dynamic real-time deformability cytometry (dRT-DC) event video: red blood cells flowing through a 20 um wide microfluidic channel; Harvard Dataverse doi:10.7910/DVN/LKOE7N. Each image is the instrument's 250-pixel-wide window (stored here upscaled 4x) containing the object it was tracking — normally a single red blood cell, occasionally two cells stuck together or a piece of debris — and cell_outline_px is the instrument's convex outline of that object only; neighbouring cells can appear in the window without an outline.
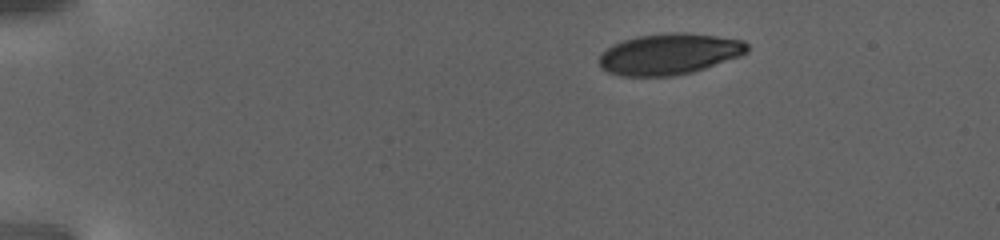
{"species": "human", "species_latin": "Homo sapiens", "temperature_condition": "warm", "stored_images_in_passage": 86, "camera_frame_rate_fps": 3000, "um_per_image_px": 0.085, "donor": {"sex": "female"}, "frame": {"image": 1, "passage_image": 1, "time_ms": 0.0, "image_size_px": [1000, 240], "cell_outline_px": [[748, 52], [740, 56], [692, 72], [672, 76], [620, 76], [608, 72], [600, 68], [600, 52], [612, 44], [636, 36], [668, 32], [684, 32], [716, 36], [744, 40], [748, 44]], "centroid_in_image_um": [56.86, 4.58], "position_along_channel_um": 28.1, "area_um2": 35.6}}
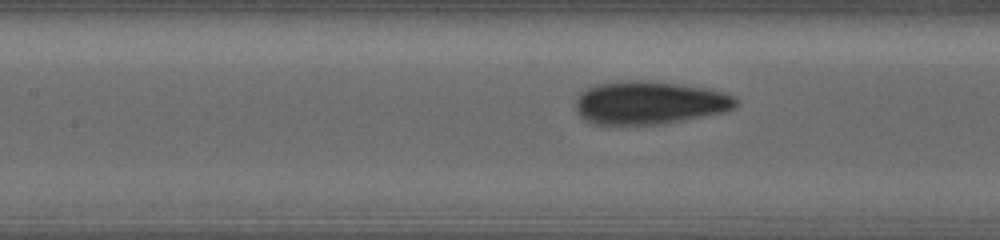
{"frame": {"image": 2, "passage_image": 33, "time_ms": 10.667, "image_size_px": [1000, 240], "cell_outline_px": [[740, 104], [736, 108], [728, 112], [660, 124], [608, 128], [592, 124], [584, 120], [576, 112], [576, 100], [580, 92], [588, 88], [600, 84], [676, 84], [704, 88], [724, 92], [736, 96], [740, 100]], "centroid_in_image_um": [55.23, 8.85], "position_along_channel_um": 152.2, "area_um2": 40.11}}
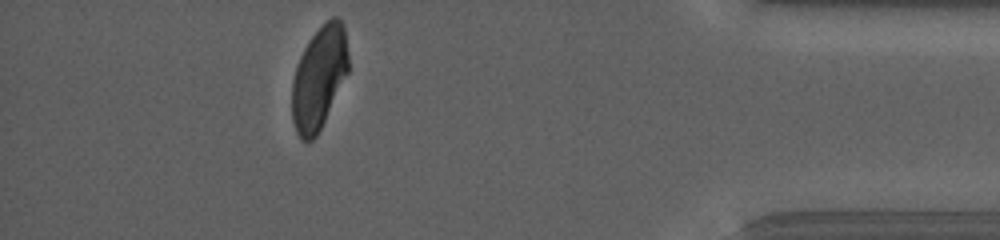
{"frame": {"image": 3, "passage_image": 76, "time_ms": 25.0, "image_size_px": [1000, 240], "cell_outline_px": [[348, 72], [316, 136], [312, 140], [300, 140], [296, 132], [292, 120], [292, 80], [300, 56], [304, 48], [312, 36], [332, 16], [336, 16], [344, 24], [348, 56]], "centroid_in_image_um": [27.11, 6.61], "position_along_channel_um": 408.1, "area_um2": 33.35}}